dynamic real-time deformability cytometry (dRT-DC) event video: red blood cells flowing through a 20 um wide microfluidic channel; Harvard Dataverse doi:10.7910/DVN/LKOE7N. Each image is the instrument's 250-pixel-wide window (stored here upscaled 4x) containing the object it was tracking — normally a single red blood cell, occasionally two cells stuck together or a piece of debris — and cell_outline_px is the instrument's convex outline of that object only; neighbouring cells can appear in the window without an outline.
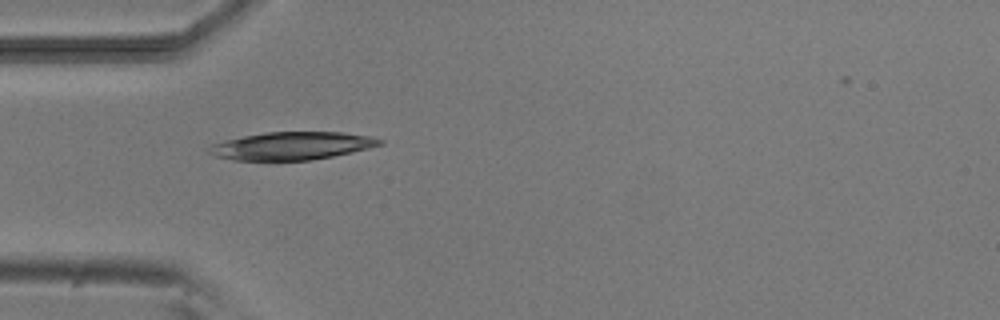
{"species": "common noctule bat (a hibernating species)", "species_latin": "Nyctalus noctula", "temperature_condition": "room temperature", "stored_images_in_passage": 5, "camera_frame_rate_fps": 3000, "um_per_image_px": 0.085, "animal": {"sex": "male", "body_mass_g": 20.5, "forearm_length_mm": 52.5}, "frame": {"image": 1, "passage_image": 4, "time_ms": 3.667, "image_size_px": [1000, 320], "cell_outline_px": [[384, 144], [352, 152], [312, 160], [232, 160], [216, 156], [204, 152], [212, 144], [224, 140], [264, 132], [344, 132], [368, 136], [384, 140]], "centroid_in_image_um": [24.78, 12.39], "position_along_channel_um": 60.2, "area_um2": 27.74}}
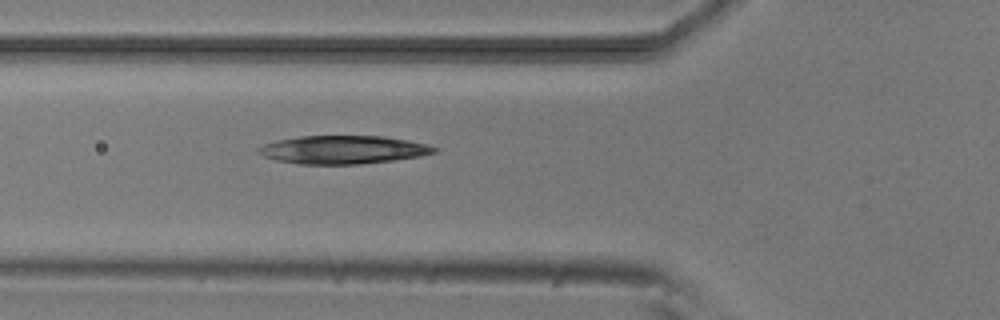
{"frame": {"image": 2, "passage_image": 5, "time_ms": 4.667, "image_size_px": [1000, 320], "cell_outline_px": [[440, 148], [436, 152], [420, 156], [392, 160], [356, 164], [300, 164], [276, 160], [264, 156], [256, 152], [256, 148], [264, 144], [280, 140], [300, 136], [384, 136], [408, 140], [428, 144]], "centroid_in_image_um": [29.18, 12.72], "position_along_channel_um": 96.6, "area_um2": 28.84}}